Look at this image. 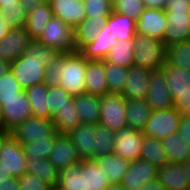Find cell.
Returning <instances> with one entry per match:
<instances>
[{"instance_id":"13","label":"cell","mask_w":190,"mask_h":190,"mask_svg":"<svg viewBox=\"0 0 190 190\" xmlns=\"http://www.w3.org/2000/svg\"><path fill=\"white\" fill-rule=\"evenodd\" d=\"M148 92L145 100L152 110H162L175 107L173 98L166 84L165 73L162 68L151 71Z\"/></svg>"},{"instance_id":"41","label":"cell","mask_w":190,"mask_h":190,"mask_svg":"<svg viewBox=\"0 0 190 190\" xmlns=\"http://www.w3.org/2000/svg\"><path fill=\"white\" fill-rule=\"evenodd\" d=\"M57 138H45L33 140L31 143L21 144L24 154L27 158L48 159L52 149L54 148Z\"/></svg>"},{"instance_id":"28","label":"cell","mask_w":190,"mask_h":190,"mask_svg":"<svg viewBox=\"0 0 190 190\" xmlns=\"http://www.w3.org/2000/svg\"><path fill=\"white\" fill-rule=\"evenodd\" d=\"M95 160L99 168H102L104 174L108 176L110 184H120L131 163L130 160L114 153L106 154Z\"/></svg>"},{"instance_id":"15","label":"cell","mask_w":190,"mask_h":190,"mask_svg":"<svg viewBox=\"0 0 190 190\" xmlns=\"http://www.w3.org/2000/svg\"><path fill=\"white\" fill-rule=\"evenodd\" d=\"M32 38L25 27L11 29L0 39V59L9 63L15 61L26 51Z\"/></svg>"},{"instance_id":"44","label":"cell","mask_w":190,"mask_h":190,"mask_svg":"<svg viewBox=\"0 0 190 190\" xmlns=\"http://www.w3.org/2000/svg\"><path fill=\"white\" fill-rule=\"evenodd\" d=\"M85 4L86 16L100 18L108 17L113 12L112 0H83Z\"/></svg>"},{"instance_id":"5","label":"cell","mask_w":190,"mask_h":190,"mask_svg":"<svg viewBox=\"0 0 190 190\" xmlns=\"http://www.w3.org/2000/svg\"><path fill=\"white\" fill-rule=\"evenodd\" d=\"M134 65L148 70L160 69L166 63L165 45L161 40L136 33L133 37Z\"/></svg>"},{"instance_id":"36","label":"cell","mask_w":190,"mask_h":190,"mask_svg":"<svg viewBox=\"0 0 190 190\" xmlns=\"http://www.w3.org/2000/svg\"><path fill=\"white\" fill-rule=\"evenodd\" d=\"M52 121L59 134H68L81 123L75 108L74 97L70 100V106L60 109L52 118Z\"/></svg>"},{"instance_id":"24","label":"cell","mask_w":190,"mask_h":190,"mask_svg":"<svg viewBox=\"0 0 190 190\" xmlns=\"http://www.w3.org/2000/svg\"><path fill=\"white\" fill-rule=\"evenodd\" d=\"M107 19L106 16H100V18L86 16L74 28L75 51H80L85 45L93 42L100 29L106 24Z\"/></svg>"},{"instance_id":"56","label":"cell","mask_w":190,"mask_h":190,"mask_svg":"<svg viewBox=\"0 0 190 190\" xmlns=\"http://www.w3.org/2000/svg\"><path fill=\"white\" fill-rule=\"evenodd\" d=\"M12 177H13V175L9 171L0 167V181L9 180V178H12Z\"/></svg>"},{"instance_id":"6","label":"cell","mask_w":190,"mask_h":190,"mask_svg":"<svg viewBox=\"0 0 190 190\" xmlns=\"http://www.w3.org/2000/svg\"><path fill=\"white\" fill-rule=\"evenodd\" d=\"M31 104L27 93L22 90L16 97L0 99V127L10 132L25 119L32 117Z\"/></svg>"},{"instance_id":"39","label":"cell","mask_w":190,"mask_h":190,"mask_svg":"<svg viewBox=\"0 0 190 190\" xmlns=\"http://www.w3.org/2000/svg\"><path fill=\"white\" fill-rule=\"evenodd\" d=\"M95 159L113 153L115 132L109 128L96 124L94 126Z\"/></svg>"},{"instance_id":"47","label":"cell","mask_w":190,"mask_h":190,"mask_svg":"<svg viewBox=\"0 0 190 190\" xmlns=\"http://www.w3.org/2000/svg\"><path fill=\"white\" fill-rule=\"evenodd\" d=\"M61 72V54L45 69L44 84L48 87L58 86Z\"/></svg>"},{"instance_id":"17","label":"cell","mask_w":190,"mask_h":190,"mask_svg":"<svg viewBox=\"0 0 190 190\" xmlns=\"http://www.w3.org/2000/svg\"><path fill=\"white\" fill-rule=\"evenodd\" d=\"M157 168L148 161L137 159L130 163L126 175L120 182V185L126 190H137L144 184L156 179Z\"/></svg>"},{"instance_id":"40","label":"cell","mask_w":190,"mask_h":190,"mask_svg":"<svg viewBox=\"0 0 190 190\" xmlns=\"http://www.w3.org/2000/svg\"><path fill=\"white\" fill-rule=\"evenodd\" d=\"M0 17L11 29L24 27L27 21L28 12L21 6L20 2L0 7Z\"/></svg>"},{"instance_id":"50","label":"cell","mask_w":190,"mask_h":190,"mask_svg":"<svg viewBox=\"0 0 190 190\" xmlns=\"http://www.w3.org/2000/svg\"><path fill=\"white\" fill-rule=\"evenodd\" d=\"M0 190H20L18 184V177L9 178L6 181H0Z\"/></svg>"},{"instance_id":"42","label":"cell","mask_w":190,"mask_h":190,"mask_svg":"<svg viewBox=\"0 0 190 190\" xmlns=\"http://www.w3.org/2000/svg\"><path fill=\"white\" fill-rule=\"evenodd\" d=\"M73 98L63 87H48V109L50 120L55 114L66 106H70V100Z\"/></svg>"},{"instance_id":"20","label":"cell","mask_w":190,"mask_h":190,"mask_svg":"<svg viewBox=\"0 0 190 190\" xmlns=\"http://www.w3.org/2000/svg\"><path fill=\"white\" fill-rule=\"evenodd\" d=\"M48 160L60 171L81 161L76 146L67 134H60Z\"/></svg>"},{"instance_id":"60","label":"cell","mask_w":190,"mask_h":190,"mask_svg":"<svg viewBox=\"0 0 190 190\" xmlns=\"http://www.w3.org/2000/svg\"><path fill=\"white\" fill-rule=\"evenodd\" d=\"M10 133L9 132H6L4 130H0V149H1V144H2V141L9 135Z\"/></svg>"},{"instance_id":"33","label":"cell","mask_w":190,"mask_h":190,"mask_svg":"<svg viewBox=\"0 0 190 190\" xmlns=\"http://www.w3.org/2000/svg\"><path fill=\"white\" fill-rule=\"evenodd\" d=\"M34 117L50 119L48 109V86L44 83L33 85L26 90Z\"/></svg>"},{"instance_id":"53","label":"cell","mask_w":190,"mask_h":190,"mask_svg":"<svg viewBox=\"0 0 190 190\" xmlns=\"http://www.w3.org/2000/svg\"><path fill=\"white\" fill-rule=\"evenodd\" d=\"M137 190H167V189L163 184L159 183L157 179H154L144 184L141 188H138Z\"/></svg>"},{"instance_id":"30","label":"cell","mask_w":190,"mask_h":190,"mask_svg":"<svg viewBox=\"0 0 190 190\" xmlns=\"http://www.w3.org/2000/svg\"><path fill=\"white\" fill-rule=\"evenodd\" d=\"M140 159L148 161L152 166L160 169L166 166L169 161L164 151L162 140L144 135L141 147Z\"/></svg>"},{"instance_id":"35","label":"cell","mask_w":190,"mask_h":190,"mask_svg":"<svg viewBox=\"0 0 190 190\" xmlns=\"http://www.w3.org/2000/svg\"><path fill=\"white\" fill-rule=\"evenodd\" d=\"M111 64L129 68L134 65L133 39L118 40L104 59Z\"/></svg>"},{"instance_id":"16","label":"cell","mask_w":190,"mask_h":190,"mask_svg":"<svg viewBox=\"0 0 190 190\" xmlns=\"http://www.w3.org/2000/svg\"><path fill=\"white\" fill-rule=\"evenodd\" d=\"M167 20L164 10L145 8L136 21V33L147 35L149 38L163 40Z\"/></svg>"},{"instance_id":"9","label":"cell","mask_w":190,"mask_h":190,"mask_svg":"<svg viewBox=\"0 0 190 190\" xmlns=\"http://www.w3.org/2000/svg\"><path fill=\"white\" fill-rule=\"evenodd\" d=\"M21 144L33 140L57 138L60 134L52 120L39 117H29L9 132Z\"/></svg>"},{"instance_id":"21","label":"cell","mask_w":190,"mask_h":190,"mask_svg":"<svg viewBox=\"0 0 190 190\" xmlns=\"http://www.w3.org/2000/svg\"><path fill=\"white\" fill-rule=\"evenodd\" d=\"M81 160L95 159L94 125L80 123L68 134Z\"/></svg>"},{"instance_id":"19","label":"cell","mask_w":190,"mask_h":190,"mask_svg":"<svg viewBox=\"0 0 190 190\" xmlns=\"http://www.w3.org/2000/svg\"><path fill=\"white\" fill-rule=\"evenodd\" d=\"M53 16L75 28L86 18L83 0H48Z\"/></svg>"},{"instance_id":"51","label":"cell","mask_w":190,"mask_h":190,"mask_svg":"<svg viewBox=\"0 0 190 190\" xmlns=\"http://www.w3.org/2000/svg\"><path fill=\"white\" fill-rule=\"evenodd\" d=\"M145 8L164 10L167 0H142Z\"/></svg>"},{"instance_id":"43","label":"cell","mask_w":190,"mask_h":190,"mask_svg":"<svg viewBox=\"0 0 190 190\" xmlns=\"http://www.w3.org/2000/svg\"><path fill=\"white\" fill-rule=\"evenodd\" d=\"M113 12L127 15L137 21L145 7L142 0H112Z\"/></svg>"},{"instance_id":"45","label":"cell","mask_w":190,"mask_h":190,"mask_svg":"<svg viewBox=\"0 0 190 190\" xmlns=\"http://www.w3.org/2000/svg\"><path fill=\"white\" fill-rule=\"evenodd\" d=\"M23 89L11 71L0 77V99L16 97Z\"/></svg>"},{"instance_id":"22","label":"cell","mask_w":190,"mask_h":190,"mask_svg":"<svg viewBox=\"0 0 190 190\" xmlns=\"http://www.w3.org/2000/svg\"><path fill=\"white\" fill-rule=\"evenodd\" d=\"M116 43L118 39H114L109 26L105 24L95 36L94 41L85 45L79 52L87 60H104L110 48Z\"/></svg>"},{"instance_id":"31","label":"cell","mask_w":190,"mask_h":190,"mask_svg":"<svg viewBox=\"0 0 190 190\" xmlns=\"http://www.w3.org/2000/svg\"><path fill=\"white\" fill-rule=\"evenodd\" d=\"M106 24L115 40H131L136 34V21L127 15L112 12L108 16Z\"/></svg>"},{"instance_id":"32","label":"cell","mask_w":190,"mask_h":190,"mask_svg":"<svg viewBox=\"0 0 190 190\" xmlns=\"http://www.w3.org/2000/svg\"><path fill=\"white\" fill-rule=\"evenodd\" d=\"M162 142L169 163L183 164L190 158V147L179 133L165 137Z\"/></svg>"},{"instance_id":"61","label":"cell","mask_w":190,"mask_h":190,"mask_svg":"<svg viewBox=\"0 0 190 190\" xmlns=\"http://www.w3.org/2000/svg\"><path fill=\"white\" fill-rule=\"evenodd\" d=\"M50 190H63V189L56 185V186L51 187Z\"/></svg>"},{"instance_id":"55","label":"cell","mask_w":190,"mask_h":190,"mask_svg":"<svg viewBox=\"0 0 190 190\" xmlns=\"http://www.w3.org/2000/svg\"><path fill=\"white\" fill-rule=\"evenodd\" d=\"M10 71V63L0 59V77Z\"/></svg>"},{"instance_id":"12","label":"cell","mask_w":190,"mask_h":190,"mask_svg":"<svg viewBox=\"0 0 190 190\" xmlns=\"http://www.w3.org/2000/svg\"><path fill=\"white\" fill-rule=\"evenodd\" d=\"M144 134L130 127L115 132L113 153L126 160L135 161L140 159L141 147Z\"/></svg>"},{"instance_id":"49","label":"cell","mask_w":190,"mask_h":190,"mask_svg":"<svg viewBox=\"0 0 190 190\" xmlns=\"http://www.w3.org/2000/svg\"><path fill=\"white\" fill-rule=\"evenodd\" d=\"M180 138L187 142L190 147V116H181L178 132Z\"/></svg>"},{"instance_id":"3","label":"cell","mask_w":190,"mask_h":190,"mask_svg":"<svg viewBox=\"0 0 190 190\" xmlns=\"http://www.w3.org/2000/svg\"><path fill=\"white\" fill-rule=\"evenodd\" d=\"M87 59L79 52L61 53V72L58 86L73 97L86 93L85 72Z\"/></svg>"},{"instance_id":"26","label":"cell","mask_w":190,"mask_h":190,"mask_svg":"<svg viewBox=\"0 0 190 190\" xmlns=\"http://www.w3.org/2000/svg\"><path fill=\"white\" fill-rule=\"evenodd\" d=\"M152 112L151 106L145 99H126L127 127L143 131Z\"/></svg>"},{"instance_id":"48","label":"cell","mask_w":190,"mask_h":190,"mask_svg":"<svg viewBox=\"0 0 190 190\" xmlns=\"http://www.w3.org/2000/svg\"><path fill=\"white\" fill-rule=\"evenodd\" d=\"M190 10V0H167L165 12H185Z\"/></svg>"},{"instance_id":"27","label":"cell","mask_w":190,"mask_h":190,"mask_svg":"<svg viewBox=\"0 0 190 190\" xmlns=\"http://www.w3.org/2000/svg\"><path fill=\"white\" fill-rule=\"evenodd\" d=\"M76 111L81 123L88 125L99 124L100 97L88 93L74 97Z\"/></svg>"},{"instance_id":"4","label":"cell","mask_w":190,"mask_h":190,"mask_svg":"<svg viewBox=\"0 0 190 190\" xmlns=\"http://www.w3.org/2000/svg\"><path fill=\"white\" fill-rule=\"evenodd\" d=\"M161 68L175 107L182 116H190V71L168 63Z\"/></svg>"},{"instance_id":"8","label":"cell","mask_w":190,"mask_h":190,"mask_svg":"<svg viewBox=\"0 0 190 190\" xmlns=\"http://www.w3.org/2000/svg\"><path fill=\"white\" fill-rule=\"evenodd\" d=\"M99 124L116 132L127 127L126 98L122 94L108 93L100 97Z\"/></svg>"},{"instance_id":"29","label":"cell","mask_w":190,"mask_h":190,"mask_svg":"<svg viewBox=\"0 0 190 190\" xmlns=\"http://www.w3.org/2000/svg\"><path fill=\"white\" fill-rule=\"evenodd\" d=\"M53 17V11L48 0L41 3L34 10L28 13L25 28L32 40H38L44 29L47 27L50 19Z\"/></svg>"},{"instance_id":"10","label":"cell","mask_w":190,"mask_h":190,"mask_svg":"<svg viewBox=\"0 0 190 190\" xmlns=\"http://www.w3.org/2000/svg\"><path fill=\"white\" fill-rule=\"evenodd\" d=\"M181 116L176 107L152 110L150 118L142 132L146 136L162 140L178 132Z\"/></svg>"},{"instance_id":"18","label":"cell","mask_w":190,"mask_h":190,"mask_svg":"<svg viewBox=\"0 0 190 190\" xmlns=\"http://www.w3.org/2000/svg\"><path fill=\"white\" fill-rule=\"evenodd\" d=\"M151 70L132 65L128 68L126 83L122 95L126 99H145L148 92Z\"/></svg>"},{"instance_id":"25","label":"cell","mask_w":190,"mask_h":190,"mask_svg":"<svg viewBox=\"0 0 190 190\" xmlns=\"http://www.w3.org/2000/svg\"><path fill=\"white\" fill-rule=\"evenodd\" d=\"M156 179L167 190H185L190 188L184 168L179 163H168L166 166L157 169Z\"/></svg>"},{"instance_id":"7","label":"cell","mask_w":190,"mask_h":190,"mask_svg":"<svg viewBox=\"0 0 190 190\" xmlns=\"http://www.w3.org/2000/svg\"><path fill=\"white\" fill-rule=\"evenodd\" d=\"M38 41L60 53L75 51L74 28L56 16L50 19Z\"/></svg>"},{"instance_id":"38","label":"cell","mask_w":190,"mask_h":190,"mask_svg":"<svg viewBox=\"0 0 190 190\" xmlns=\"http://www.w3.org/2000/svg\"><path fill=\"white\" fill-rule=\"evenodd\" d=\"M166 63L190 71V41L165 46Z\"/></svg>"},{"instance_id":"14","label":"cell","mask_w":190,"mask_h":190,"mask_svg":"<svg viewBox=\"0 0 190 190\" xmlns=\"http://www.w3.org/2000/svg\"><path fill=\"white\" fill-rule=\"evenodd\" d=\"M166 30L162 42L165 46L190 41V12H165Z\"/></svg>"},{"instance_id":"52","label":"cell","mask_w":190,"mask_h":190,"mask_svg":"<svg viewBox=\"0 0 190 190\" xmlns=\"http://www.w3.org/2000/svg\"><path fill=\"white\" fill-rule=\"evenodd\" d=\"M21 6L29 13L46 0H19Z\"/></svg>"},{"instance_id":"34","label":"cell","mask_w":190,"mask_h":190,"mask_svg":"<svg viewBox=\"0 0 190 190\" xmlns=\"http://www.w3.org/2000/svg\"><path fill=\"white\" fill-rule=\"evenodd\" d=\"M27 172L37 175L50 186L58 184L59 170L48 160L42 158H27Z\"/></svg>"},{"instance_id":"57","label":"cell","mask_w":190,"mask_h":190,"mask_svg":"<svg viewBox=\"0 0 190 190\" xmlns=\"http://www.w3.org/2000/svg\"><path fill=\"white\" fill-rule=\"evenodd\" d=\"M182 166L184 168L185 175L190 183V158L186 162H184Z\"/></svg>"},{"instance_id":"1","label":"cell","mask_w":190,"mask_h":190,"mask_svg":"<svg viewBox=\"0 0 190 190\" xmlns=\"http://www.w3.org/2000/svg\"><path fill=\"white\" fill-rule=\"evenodd\" d=\"M61 53L38 40H32L24 54L10 63V71L23 90L44 83L45 69Z\"/></svg>"},{"instance_id":"23","label":"cell","mask_w":190,"mask_h":190,"mask_svg":"<svg viewBox=\"0 0 190 190\" xmlns=\"http://www.w3.org/2000/svg\"><path fill=\"white\" fill-rule=\"evenodd\" d=\"M86 93L103 97L108 94L104 60H87L85 72Z\"/></svg>"},{"instance_id":"46","label":"cell","mask_w":190,"mask_h":190,"mask_svg":"<svg viewBox=\"0 0 190 190\" xmlns=\"http://www.w3.org/2000/svg\"><path fill=\"white\" fill-rule=\"evenodd\" d=\"M18 184L20 190H50L52 187L37 175L28 172L18 177Z\"/></svg>"},{"instance_id":"11","label":"cell","mask_w":190,"mask_h":190,"mask_svg":"<svg viewBox=\"0 0 190 190\" xmlns=\"http://www.w3.org/2000/svg\"><path fill=\"white\" fill-rule=\"evenodd\" d=\"M27 157L22 145L11 134L1 144L0 167L9 171L14 177H20L27 172Z\"/></svg>"},{"instance_id":"2","label":"cell","mask_w":190,"mask_h":190,"mask_svg":"<svg viewBox=\"0 0 190 190\" xmlns=\"http://www.w3.org/2000/svg\"><path fill=\"white\" fill-rule=\"evenodd\" d=\"M110 185L108 176L95 159L81 160L61 169L57 184L63 190H106Z\"/></svg>"},{"instance_id":"58","label":"cell","mask_w":190,"mask_h":190,"mask_svg":"<svg viewBox=\"0 0 190 190\" xmlns=\"http://www.w3.org/2000/svg\"><path fill=\"white\" fill-rule=\"evenodd\" d=\"M106 190H126L120 184H111Z\"/></svg>"},{"instance_id":"59","label":"cell","mask_w":190,"mask_h":190,"mask_svg":"<svg viewBox=\"0 0 190 190\" xmlns=\"http://www.w3.org/2000/svg\"><path fill=\"white\" fill-rule=\"evenodd\" d=\"M16 2H20V1L19 0H0V7L2 5L16 4Z\"/></svg>"},{"instance_id":"54","label":"cell","mask_w":190,"mask_h":190,"mask_svg":"<svg viewBox=\"0 0 190 190\" xmlns=\"http://www.w3.org/2000/svg\"><path fill=\"white\" fill-rule=\"evenodd\" d=\"M4 22L5 21L0 17V39L6 36L11 30V28L8 27Z\"/></svg>"},{"instance_id":"37","label":"cell","mask_w":190,"mask_h":190,"mask_svg":"<svg viewBox=\"0 0 190 190\" xmlns=\"http://www.w3.org/2000/svg\"><path fill=\"white\" fill-rule=\"evenodd\" d=\"M104 71L109 93L121 94L126 83L128 68L104 60Z\"/></svg>"}]
</instances>
